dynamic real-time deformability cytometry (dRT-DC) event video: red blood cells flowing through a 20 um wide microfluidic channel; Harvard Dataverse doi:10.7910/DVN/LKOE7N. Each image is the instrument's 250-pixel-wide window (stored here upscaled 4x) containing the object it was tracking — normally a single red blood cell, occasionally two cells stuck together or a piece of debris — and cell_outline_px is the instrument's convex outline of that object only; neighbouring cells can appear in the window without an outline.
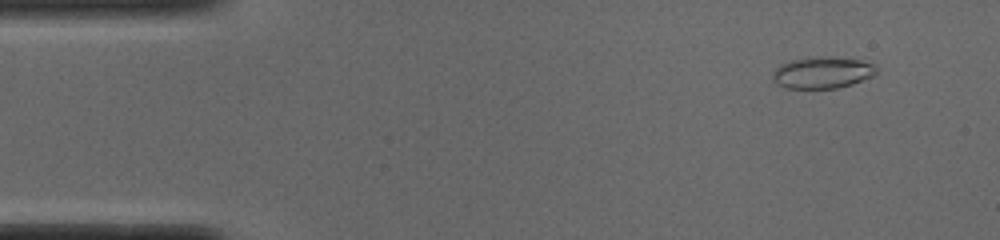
{"species": "common noctule bat (a hibernating species)", "species_latin": "Nyctalus noctula", "temperature_condition": "cold", "stored_images_in_passage": 51, "camera_frame_rate_fps": 3000, "um_per_image_px": 0.085, "animal": {"sex": "male", "body_mass_g": 19.0, "forearm_length_mm": 50.8}, "frame": {"image": 1, "passage_image": 4, "time_ms": 1.0, "image_size_px": [1000, 240], "cell_outline_px": [[880, 72], [872, 76], [852, 84], [836, 88], [784, 88], [776, 84], [772, 80], [772, 76], [776, 68], [780, 64], [792, 60], [816, 56], [828, 56], [860, 60], [872, 64]], "centroid_in_image_um": [69.89, 6.17], "position_along_channel_um": 15.1, "area_um2": 19.19}}
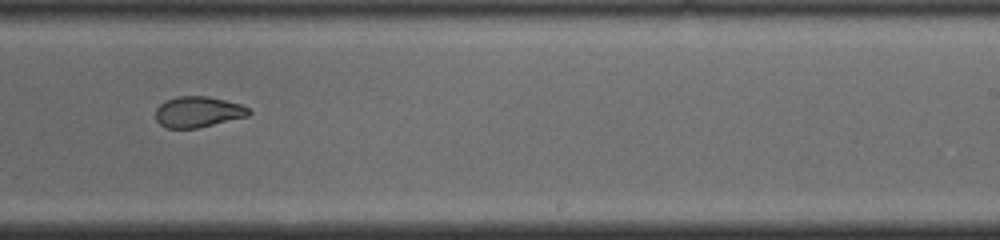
{"frame": {"image": 2, "passage_image": 31, "time_ms": 10.0, "image_size_px": [1000, 240], "cell_outline_px": [[252, 112], [248, 116], [196, 128], [168, 128], [160, 124], [156, 120], [156, 108], [160, 104], [168, 100], [180, 96], [208, 96], [240, 104], [248, 108]], "centroid_in_image_um": [16.83, 9.51], "position_along_channel_um": 272.2, "area_um2": 16.53}}
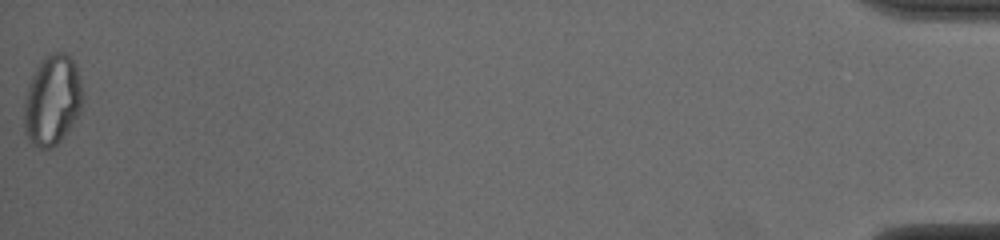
{"frame": {"image": 3, "passage_image": 51, "time_ms": 16.667, "image_size_px": [1000, 240], "cell_outline_px": [[84, 96], [80, 112], [68, 132], [52, 148], [40, 148], [32, 144], [24, 132], [24, 104], [28, 84], [40, 60], [48, 52], [68, 52], [76, 64]], "centroid_in_image_um": [4.46, 8.49], "position_along_channel_um": 430.7, "area_um2": 31.33}, "authors_computed_cell_mechanics": {"area_um2": 19.1896, "velocity_mm_per_s": 3.8997, "shape_relaxation_time_tau1_ms": null, "shape_relaxation_time_tau2_ms": 1.5233, "deformation_change_tau1": null, "deformation_change_tau2": 0.0684}}